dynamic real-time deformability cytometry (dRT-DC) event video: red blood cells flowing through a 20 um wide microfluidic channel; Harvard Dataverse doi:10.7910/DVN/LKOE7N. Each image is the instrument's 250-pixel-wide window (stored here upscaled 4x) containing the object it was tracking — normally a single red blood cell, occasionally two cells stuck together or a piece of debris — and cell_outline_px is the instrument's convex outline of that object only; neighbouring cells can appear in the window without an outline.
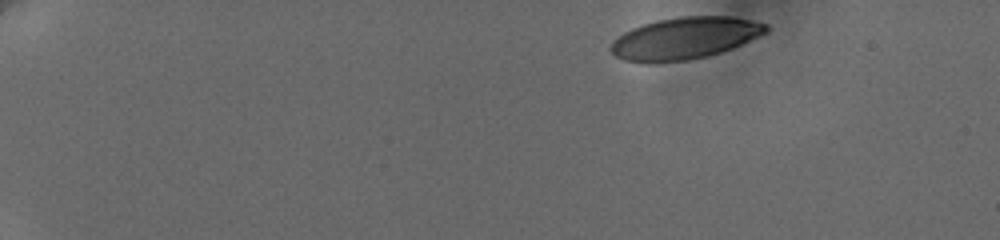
{"species": "human", "species_latin": "Homo sapiens", "temperature_condition": "cold", "stored_images_in_passage": 11, "camera_frame_rate_fps": 3000, "um_per_image_px": 0.085, "donor": {"sex": "female"}, "frame": {"image": 1, "passage_image": 1, "time_ms": 0.0, "image_size_px": [1000, 240], "cell_outline_px": [[768, 32], [732, 48], [720, 52], [688, 60], [648, 64], [624, 60], [616, 56], [608, 48], [612, 40], [624, 32], [632, 28], [656, 20], [680, 16], [728, 16], [768, 24]], "centroid_in_image_um": [58.15, 3.26], "position_along_channel_um": 26.9, "area_um2": 37.97}}
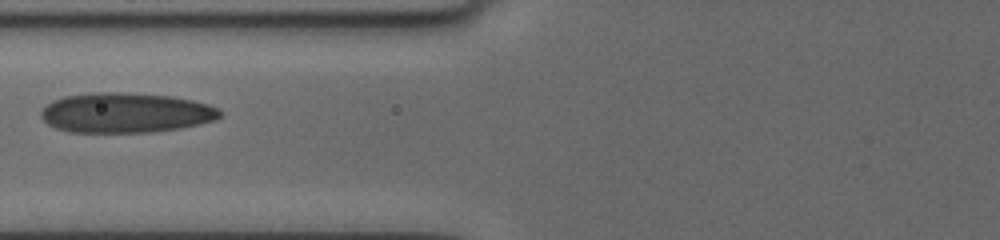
{"frame": {"image": 2, "passage_image": 7, "time_ms": 6.0, "image_size_px": [1000, 240], "cell_outline_px": [[224, 112], [216, 120], [180, 128], [152, 132], [68, 132], [56, 128], [48, 124], [40, 116], [40, 112], [52, 100], [64, 96], [92, 92], [120, 92], [172, 96], [192, 100], [208, 104], [220, 108]], "centroid_in_image_um": [10.7, 9.58], "position_along_channel_um": 115.1, "area_um2": 41.91}}
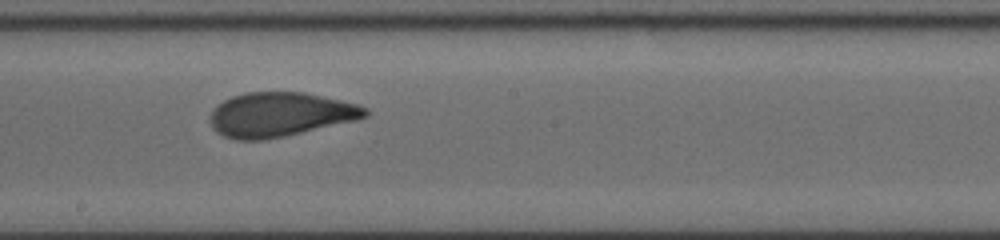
{"frame": {"image": 3, "passage_image": 10, "time_ms": 9.0, "image_size_px": [1000, 240], "cell_outline_px": [[368, 116], [356, 120], [284, 136], [264, 140], [236, 140], [224, 136], [216, 132], [212, 128], [212, 112], [224, 100], [232, 96], [244, 92], [304, 92], [340, 100], [356, 104], [368, 108]], "centroid_in_image_um": [23.82, 9.73], "position_along_channel_um": 224.4, "area_um2": 39.71}}